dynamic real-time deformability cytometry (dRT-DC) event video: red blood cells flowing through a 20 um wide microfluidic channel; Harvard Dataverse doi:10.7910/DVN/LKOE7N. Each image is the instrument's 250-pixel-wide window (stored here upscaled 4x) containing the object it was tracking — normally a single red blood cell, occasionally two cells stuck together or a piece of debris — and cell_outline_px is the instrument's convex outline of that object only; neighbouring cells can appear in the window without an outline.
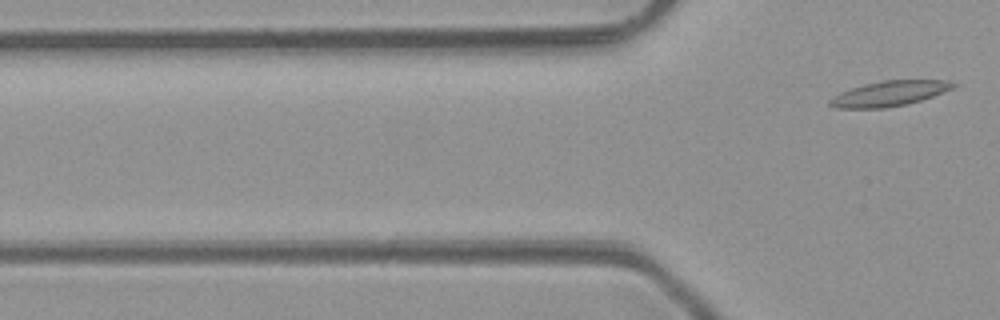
{"species": "common noctule bat (a hibernating species)", "species_latin": "Nyctalus noctula", "temperature_condition": "room temperature", "stored_images_in_passage": 6, "segment_of_instrument_passage": [2, 2], "camera_frame_rate_fps": 3000, "um_per_image_px": 0.085, "animal": {"sex": "male", "body_mass_g": 23.1, "forearm_length_mm": 52.7}, "frame": {"image": 1, "passage_image": 6, "time_ms": 5.667, "image_size_px": [1000, 320], "cell_outline_px": [[956, 84], [952, 88], [932, 96], [908, 104], [884, 108], [836, 108], [828, 104], [828, 100], [832, 96], [840, 92], [864, 84], [884, 80], [944, 80]], "centroid_in_image_um": [75.52, 7.96], "position_along_channel_um": 50.3, "area_um2": 17.92}}